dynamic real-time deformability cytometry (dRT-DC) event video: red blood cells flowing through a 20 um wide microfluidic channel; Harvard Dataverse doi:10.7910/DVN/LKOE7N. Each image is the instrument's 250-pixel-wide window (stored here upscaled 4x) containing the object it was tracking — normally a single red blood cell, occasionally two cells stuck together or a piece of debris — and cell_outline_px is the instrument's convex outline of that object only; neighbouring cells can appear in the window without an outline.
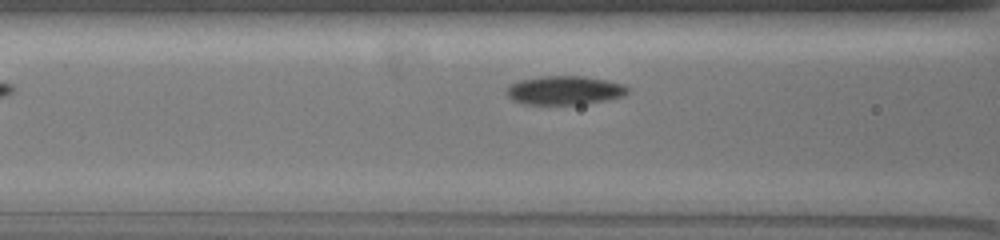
{"species": "common noctule bat (a hibernating species)", "species_latin": "Nyctalus noctula", "temperature_condition": "warm", "stored_images_in_passage": 32, "camera_frame_rate_fps": 3000, "um_per_image_px": 0.085, "animal": {"sex": "female", "body_mass_g": 19.5, "forearm_length_mm": 54.1}, "frame": {"image": 1, "passage_image": 6, "time_ms": 1.667, "image_size_px": [1000, 240], "cell_outline_px": [[628, 92], [624, 96], [608, 100], [580, 104], [524, 104], [512, 100], [504, 92], [508, 84], [520, 80], [544, 76], [584, 76], [608, 80], [624, 84], [628, 88]], "centroid_in_image_um": [47.97, 7.67], "position_along_channel_um": 118.6, "area_um2": 20.52}}
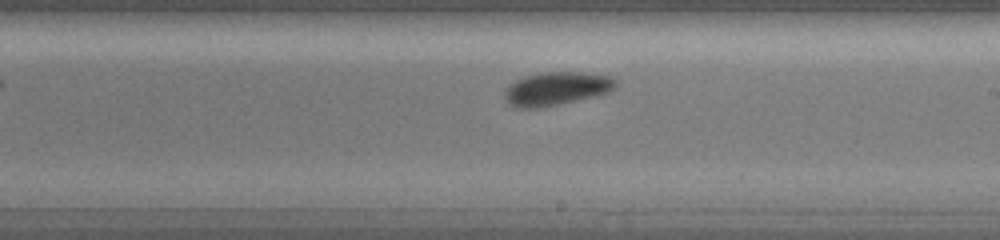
{"frame": {"image": 2, "passage_image": 16, "time_ms": 5.0, "image_size_px": [1000, 240], "cell_outline_px": [[616, 84], [608, 92], [544, 108], [516, 108], [508, 104], [504, 96], [504, 92], [508, 84], [524, 76], [544, 72], [584, 72], [608, 76], [616, 80]], "centroid_in_image_um": [47.22, 7.54], "position_along_channel_um": 241.8, "area_um2": 21.56}}
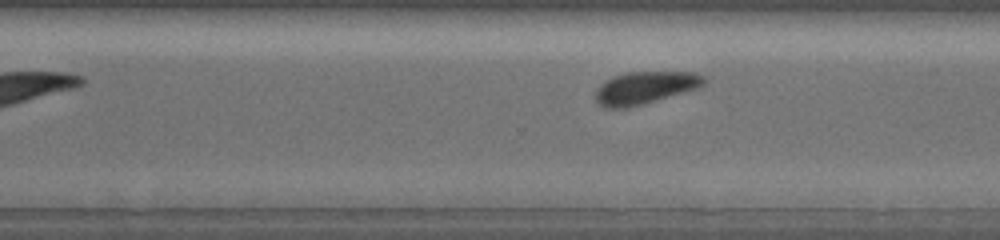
{"frame": {"image": 3, "passage_image": 22, "time_ms": 7.0, "image_size_px": [1000, 240], "cell_outline_px": [[708, 80], [704, 84], [696, 88], [640, 104], [624, 108], [604, 108], [596, 100], [596, 92], [600, 84], [616, 76], [628, 72], [692, 72], [704, 76]], "centroid_in_image_um": [54.83, 7.44], "position_along_channel_um": 315.8, "area_um2": 19.88}}